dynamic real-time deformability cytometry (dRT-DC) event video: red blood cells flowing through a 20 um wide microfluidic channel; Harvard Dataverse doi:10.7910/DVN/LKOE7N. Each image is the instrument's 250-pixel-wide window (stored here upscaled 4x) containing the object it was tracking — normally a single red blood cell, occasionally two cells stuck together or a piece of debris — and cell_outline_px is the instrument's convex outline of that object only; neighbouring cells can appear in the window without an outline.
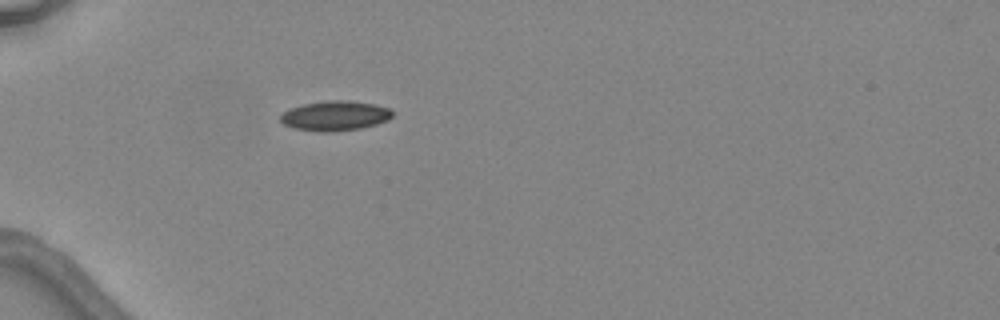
{"species": "common noctule bat (a hibernating species)", "species_latin": "Nyctalus noctula", "temperature_condition": "warm", "stored_images_in_passage": 3, "camera_frame_rate_fps": 3000, "um_per_image_px": 0.085, "animal": {"sex": "female", "body_mass_g": 24.6, "forearm_length_mm": 56.2}, "frame": {"image": 1, "passage_image": 3, "time_ms": 2.333, "image_size_px": [1000, 320], "cell_outline_px": [[392, 116], [388, 120], [376, 124], [360, 128], [332, 132], [320, 132], [292, 128], [284, 124], [280, 120], [280, 116], [288, 108], [304, 104], [328, 100], [348, 100], [372, 104], [392, 108]], "centroid_in_image_um": [28.46, 9.84], "position_along_channel_um": 56.5, "area_um2": 19.54}}